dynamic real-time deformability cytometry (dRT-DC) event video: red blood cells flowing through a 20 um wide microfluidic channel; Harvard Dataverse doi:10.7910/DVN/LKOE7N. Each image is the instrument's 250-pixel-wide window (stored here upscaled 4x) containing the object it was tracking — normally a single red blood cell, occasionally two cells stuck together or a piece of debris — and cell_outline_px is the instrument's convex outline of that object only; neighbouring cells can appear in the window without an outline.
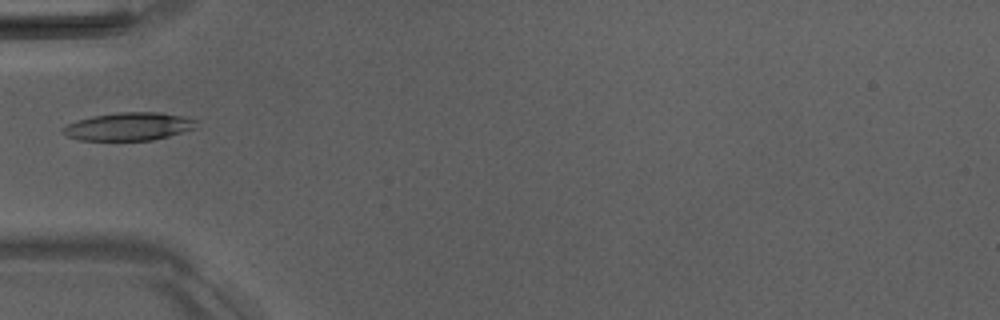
{"species": "Egyptian fruit bat (a non-hibernating species)", "species_latin": "Rousettus aegyptiacus", "temperature_condition": "room temperature", "stored_images_in_passage": 7, "camera_frame_rate_fps": 3000, "um_per_image_px": 0.085, "animal": {"sex": "male"}, "frame": {"image": 1, "passage_image": 6, "time_ms": 5.667, "image_size_px": [1000, 320], "cell_outline_px": [[196, 128], [168, 136], [152, 140], [80, 140], [68, 136], [60, 132], [60, 128], [76, 120], [92, 116], [120, 112], [160, 112], [184, 116], [196, 120]], "centroid_in_image_um": [10.92, 10.75], "position_along_channel_um": 74.1, "area_um2": 21.79}}